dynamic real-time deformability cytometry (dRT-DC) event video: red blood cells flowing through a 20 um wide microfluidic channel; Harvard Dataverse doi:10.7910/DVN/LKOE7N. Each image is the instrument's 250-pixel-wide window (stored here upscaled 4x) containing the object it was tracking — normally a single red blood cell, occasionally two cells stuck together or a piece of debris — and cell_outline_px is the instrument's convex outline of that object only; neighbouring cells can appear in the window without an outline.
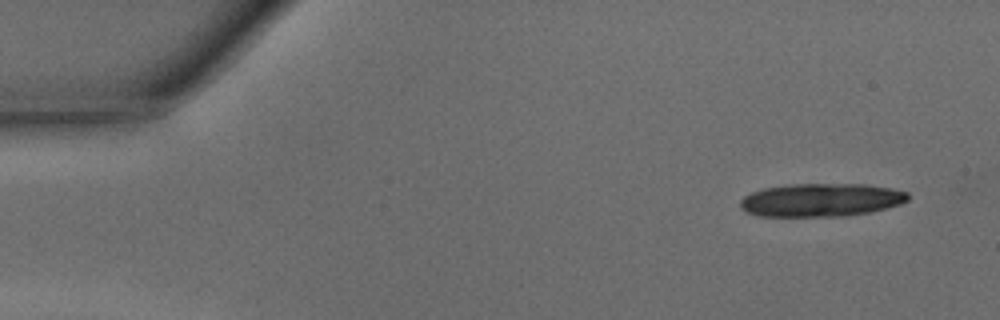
{"species": "common noctule bat (a hibernating species)", "species_latin": "Nyctalus noctula", "temperature_condition": "warm", "stored_images_in_passage": 4, "camera_frame_rate_fps": 3000, "um_per_image_px": 0.085, "animal": {"sex": "male", "body_mass_g": 15.6}, "frame": {"image": 1, "passage_image": 1, "time_ms": 0.0, "image_size_px": [1000, 320], "cell_outline_px": [[908, 200], [900, 204], [868, 212], [844, 216], [760, 216], [744, 212], [740, 208], [740, 200], [744, 196], [752, 192], [764, 188], [788, 184], [864, 184], [892, 188], [908, 192]], "centroid_in_image_um": [69.76, 16.99], "position_along_channel_um": 15.2, "area_um2": 32.48}}